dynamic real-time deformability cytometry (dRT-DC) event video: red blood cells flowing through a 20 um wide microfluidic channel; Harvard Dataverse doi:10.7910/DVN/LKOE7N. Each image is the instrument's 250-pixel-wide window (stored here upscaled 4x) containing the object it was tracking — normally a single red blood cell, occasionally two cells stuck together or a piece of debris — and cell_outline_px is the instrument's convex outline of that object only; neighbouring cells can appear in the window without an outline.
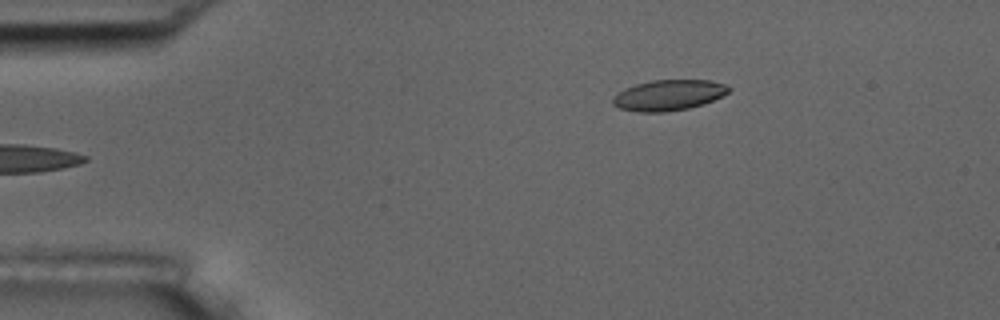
{"species": "common noctule bat (a hibernating species)", "species_latin": "Nyctalus noctula", "temperature_condition": "room temperature", "stored_images_in_passage": 7, "camera_frame_rate_fps": 3000, "um_per_image_px": 0.085, "animal": {"sex": "male", "body_mass_g": 17.5, "forearm_length_mm": 52.3}, "frame": {"image": 1, "passage_image": 7, "time_ms": 7.667, "image_size_px": [1000, 320], "cell_outline_px": [[732, 88], [724, 96], [704, 104], [688, 108], [664, 112], [636, 112], [620, 108], [612, 104], [612, 100], [624, 88], [636, 84], [652, 80], [708, 80], [724, 84]], "centroid_in_image_um": [56.86, 8.09], "position_along_channel_um": 28.1, "area_um2": 20.69}}